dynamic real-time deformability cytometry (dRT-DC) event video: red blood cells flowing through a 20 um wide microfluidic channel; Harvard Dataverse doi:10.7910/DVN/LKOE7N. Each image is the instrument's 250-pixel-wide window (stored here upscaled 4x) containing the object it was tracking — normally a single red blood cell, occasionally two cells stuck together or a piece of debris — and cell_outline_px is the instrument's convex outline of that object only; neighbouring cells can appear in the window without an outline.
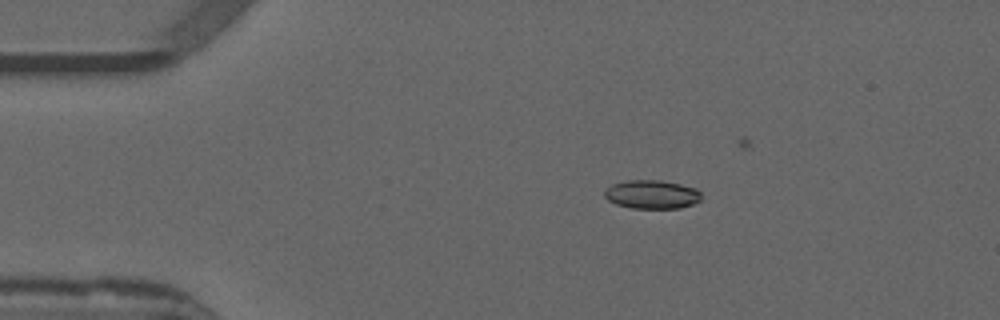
{"species": "common noctule bat (a hibernating species)", "species_latin": "Nyctalus noctula", "temperature_condition": "warm", "stored_images_in_passage": 44, "camera_frame_rate_fps": 3000, "um_per_image_px": 0.085, "animal": {"sex": "male", "forearm_length_mm": 52.5}, "frame": {"image": 1, "passage_image": 1, "time_ms": 0.0, "image_size_px": [1000, 320], "cell_outline_px": [[700, 200], [692, 204], [680, 208], [632, 208], [616, 204], [608, 200], [604, 196], [604, 188], [612, 184], [628, 180], [660, 180], [680, 184], [696, 188], [700, 192]], "centroid_in_image_um": [55.37, 16.52], "position_along_channel_um": 29.6, "area_um2": 16.18}}
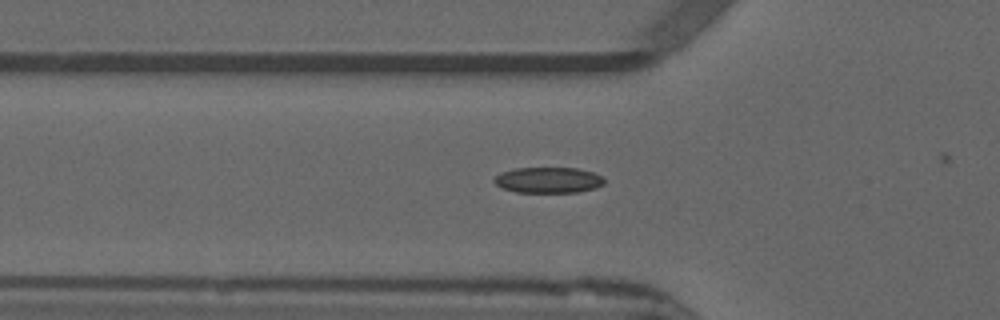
{"frame": {"image": 2, "passage_image": 9, "time_ms": 2.667, "image_size_px": [1000, 320], "cell_outline_px": [[604, 184], [596, 188], [580, 192], [516, 192], [504, 188], [496, 184], [492, 180], [496, 176], [504, 172], [516, 168], [576, 168], [592, 172], [604, 176]], "centroid_in_image_um": [46.66, 15.31], "position_along_channel_um": 79.1, "area_um2": 16.47}}
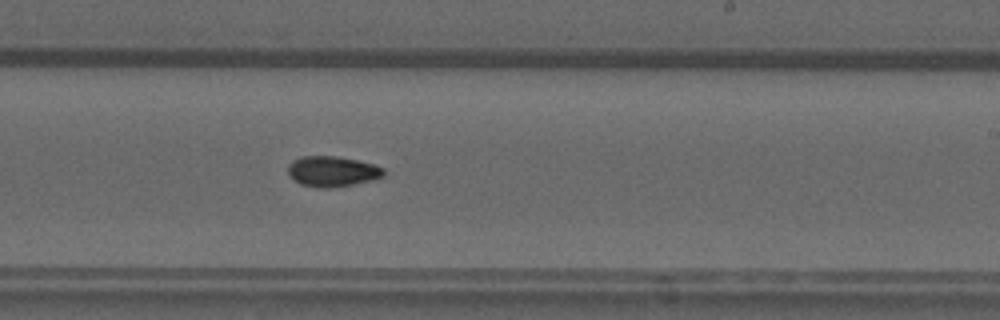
{"frame": {"image": 3, "passage_image": 23, "time_ms": 7.333, "image_size_px": [1000, 320], "cell_outline_px": [[384, 176], [376, 180], [332, 188], [320, 188], [300, 184], [292, 180], [288, 176], [288, 164], [292, 160], [300, 156], [336, 156], [376, 164], [384, 168]], "centroid_in_image_um": [28.24, 14.57], "position_along_channel_um": 260.8, "area_um2": 17.4}}